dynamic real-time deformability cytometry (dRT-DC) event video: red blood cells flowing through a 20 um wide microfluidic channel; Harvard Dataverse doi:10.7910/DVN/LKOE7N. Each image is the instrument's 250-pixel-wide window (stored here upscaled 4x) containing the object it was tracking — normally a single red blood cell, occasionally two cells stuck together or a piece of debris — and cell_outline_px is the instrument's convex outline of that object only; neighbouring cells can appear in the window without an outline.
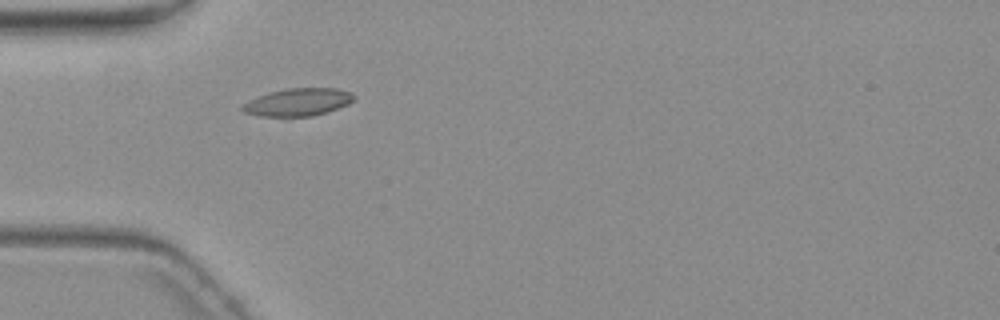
{"species": "common noctule bat (a hibernating species)", "species_latin": "Nyctalus noctula", "temperature_condition": "warm", "stored_images_in_passage": 2, "camera_frame_rate_fps": 3000, "um_per_image_px": 0.085, "animal": {"sex": "female", "body_mass_g": 19.3, "forearm_length_mm": 54.1}, "frame": {"image": 1, "passage_image": 1, "time_ms": 0.0, "image_size_px": [1000, 320], "cell_outline_px": [[356, 96], [348, 104], [312, 116], [260, 116], [244, 112], [240, 108], [240, 104], [268, 92], [284, 88], [336, 88], [352, 92]], "centroid_in_image_um": [25.29, 8.66], "position_along_channel_um": 59.7, "area_um2": 17.92}}
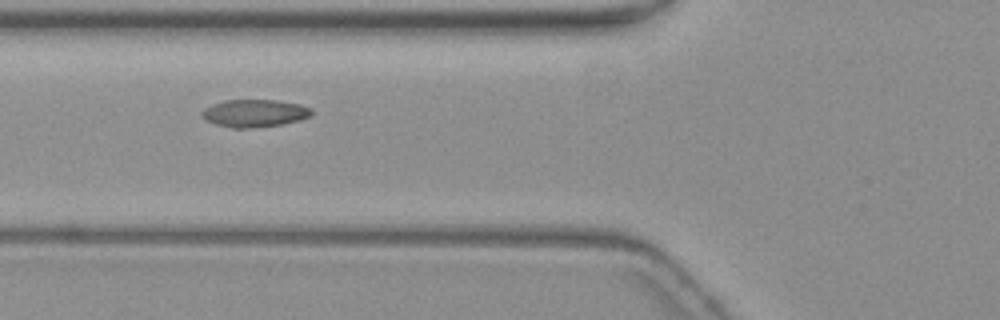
{"frame": {"image": 2, "passage_image": 2, "time_ms": 1.333, "image_size_px": [1000, 320], "cell_outline_px": [[312, 116], [300, 120], [280, 124], [248, 128], [232, 128], [216, 124], [208, 120], [200, 112], [204, 108], [212, 104], [224, 100], [272, 100], [300, 104], [312, 108]], "centroid_in_image_um": [21.66, 9.61], "position_along_channel_um": 104.1, "area_um2": 17.46}}